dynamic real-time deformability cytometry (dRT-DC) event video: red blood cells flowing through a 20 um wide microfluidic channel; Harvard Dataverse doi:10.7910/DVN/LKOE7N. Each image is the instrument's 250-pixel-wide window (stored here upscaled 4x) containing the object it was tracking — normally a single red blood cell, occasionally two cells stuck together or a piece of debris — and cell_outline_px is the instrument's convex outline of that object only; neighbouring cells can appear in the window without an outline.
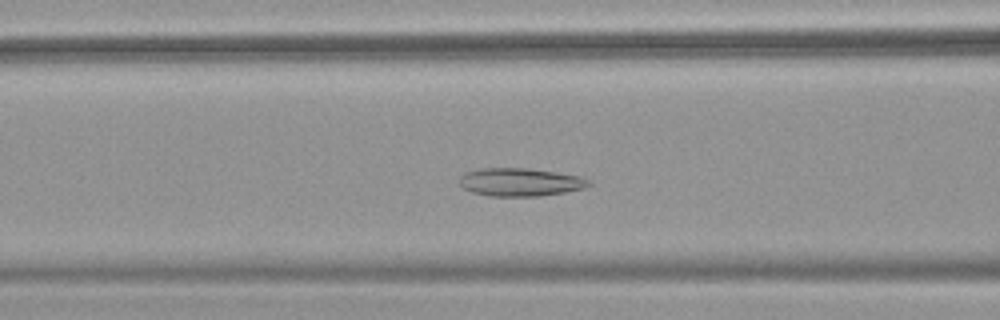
{"species": "common noctule bat (a hibernating species)", "species_latin": "Nyctalus noctula", "temperature_condition": "warm", "stored_images_in_passage": 44, "camera_frame_rate_fps": 3000, "um_per_image_px": 0.085, "animal": {"sex": "female", "body_mass_g": 18.4}, "frame": {"image": 1, "passage_image": 13, "time_ms": 4.0, "image_size_px": [1000, 320], "cell_outline_px": [[592, 184], [584, 188], [564, 192], [540, 196], [488, 196], [472, 192], [464, 188], [460, 184], [460, 176], [464, 172], [480, 168], [524, 168], [556, 172], [580, 176], [588, 180]], "centroid_in_image_um": [44.19, 15.48], "position_along_channel_um": 122.4, "area_um2": 21.15}}
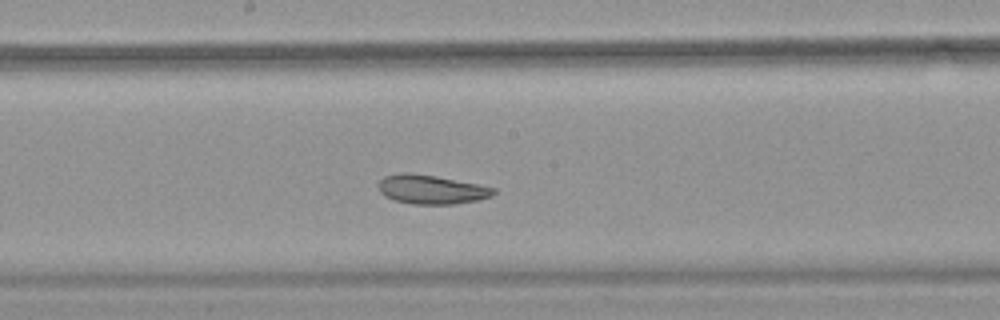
{"frame": {"image": 2, "passage_image": 20, "time_ms": 6.333, "image_size_px": [1000, 320], "cell_outline_px": [[496, 192], [492, 196], [480, 200], [456, 204], [412, 204], [392, 200], [384, 196], [380, 192], [376, 184], [384, 176], [400, 172], [404, 172], [436, 176], [480, 184], [496, 188]], "centroid_in_image_um": [36.66, 16.11], "position_along_channel_um": 211.5, "area_um2": 19.88}}
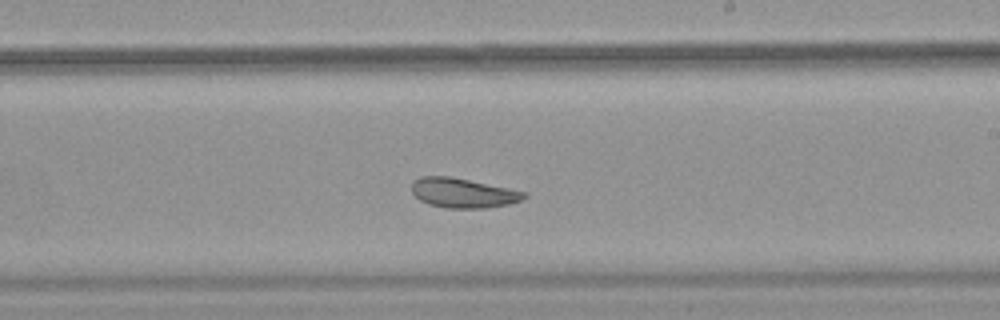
{"frame": {"image": 3, "passage_image": 23, "time_ms": 7.333, "image_size_px": [1000, 320], "cell_outline_px": [[528, 196], [520, 200], [508, 204], [484, 208], [444, 208], [428, 204], [420, 200], [412, 192], [412, 180], [420, 176], [448, 176], [508, 188], [524, 192]], "centroid_in_image_um": [39.3, 16.4], "position_along_channel_um": 249.7, "area_um2": 19.25}, "authors_computed_cell_mechanics": {"area_um2": 21.6461, "velocity_mm_per_s": 3.8296, "shape_relaxation_time_tau1_ms": 8.964, "shape_relaxation_time_tau2_ms": 1.5849, "deformation_change_tau1": 0.1793, "deformation_change_tau2": 0.0648}}